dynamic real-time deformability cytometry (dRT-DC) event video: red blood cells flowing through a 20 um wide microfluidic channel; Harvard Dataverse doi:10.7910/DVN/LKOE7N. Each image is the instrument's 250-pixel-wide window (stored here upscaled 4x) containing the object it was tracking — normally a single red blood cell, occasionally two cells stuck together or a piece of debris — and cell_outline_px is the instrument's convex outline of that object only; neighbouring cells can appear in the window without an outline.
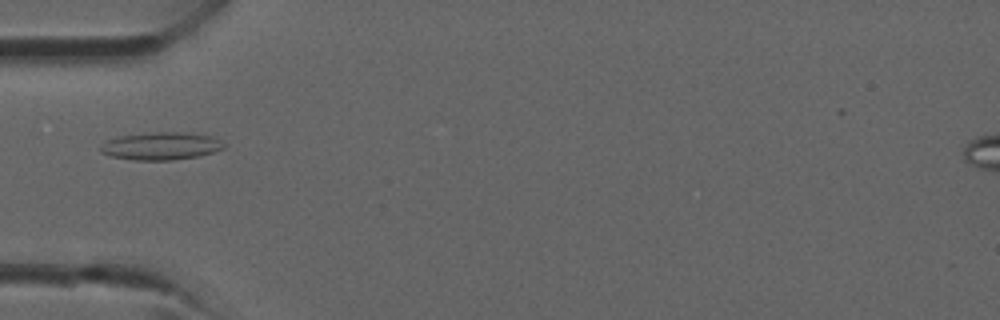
{"species": "common noctule bat (a hibernating species)", "species_latin": "Nyctalus noctula", "temperature_condition": "room temperature", "stored_images_in_passage": 29, "camera_frame_rate_fps": 3000, "um_per_image_px": 0.085, "animal": {"sex": "male", "forearm_length_mm": 52.5}, "frame": {"image": 1, "passage_image": 3, "time_ms": 0.667, "image_size_px": [1000, 320], "cell_outline_px": [[224, 148], [212, 152], [196, 156], [172, 160], [136, 160], [112, 156], [100, 152], [100, 148], [108, 140], [116, 136], [152, 132], [184, 132], [212, 136], [220, 140], [224, 144]], "centroid_in_image_um": [13.68, 12.4], "position_along_channel_um": 71.3, "area_um2": 19.71}}
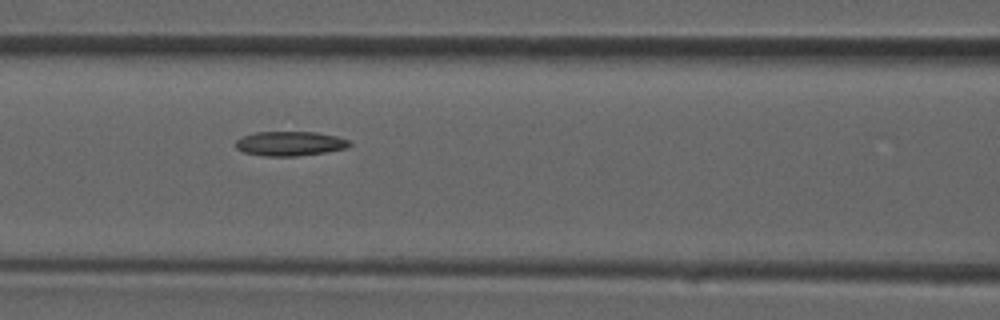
{"frame": {"image": 2, "passage_image": 7, "time_ms": 2.0, "image_size_px": [1000, 320], "cell_outline_px": [[352, 144], [348, 148], [324, 152], [296, 156], [264, 156], [244, 152], [236, 148], [236, 140], [244, 136], [256, 132], [316, 132], [336, 136], [348, 140]], "centroid_in_image_um": [24.66, 12.2], "position_along_channel_um": 141.9, "area_um2": 16.13}}
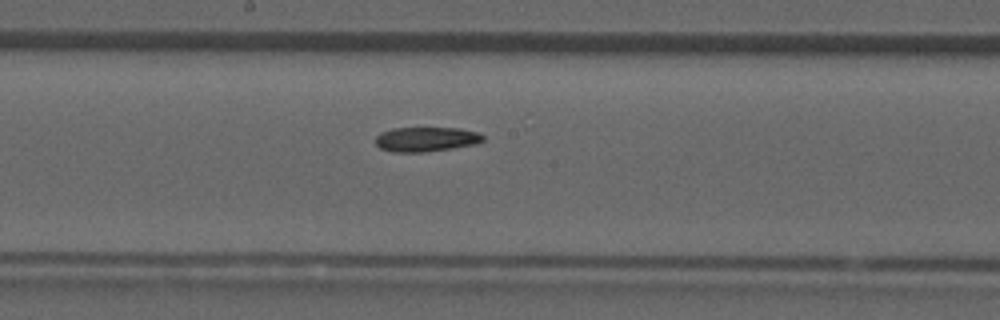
{"frame": {"image": 3, "passage_image": 11, "time_ms": 3.333, "image_size_px": [1000, 320], "cell_outline_px": [[484, 140], [476, 144], [452, 148], [424, 152], [392, 152], [380, 148], [376, 144], [376, 136], [380, 132], [392, 128], [460, 128], [476, 132], [484, 136]], "centroid_in_image_um": [36.2, 11.83], "position_along_channel_um": 212.0, "area_um2": 15.43}}